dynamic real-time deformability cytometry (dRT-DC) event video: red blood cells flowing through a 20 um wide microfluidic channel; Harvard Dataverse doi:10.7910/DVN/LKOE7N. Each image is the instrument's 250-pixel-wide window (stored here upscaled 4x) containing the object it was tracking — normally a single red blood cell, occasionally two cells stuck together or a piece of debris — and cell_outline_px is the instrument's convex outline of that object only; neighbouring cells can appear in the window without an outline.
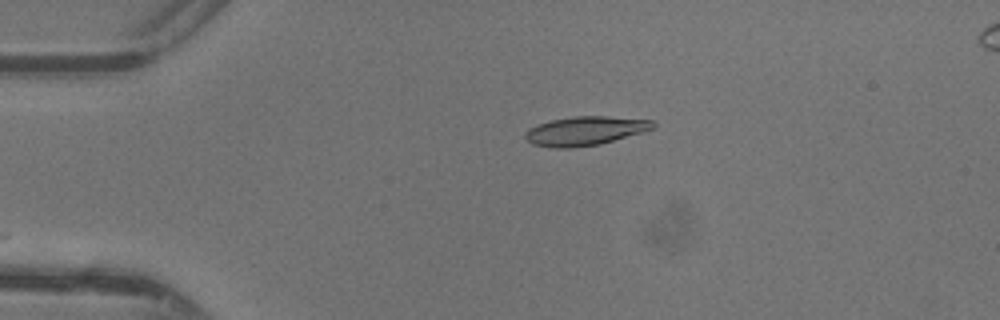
{"species": "common noctule bat (a hibernating species)", "species_latin": "Nyctalus noctula", "temperature_condition": "warm", "stored_images_in_passage": 17, "camera_frame_rate_fps": 3000, "um_per_image_px": 0.085, "animal": {"sex": "female"}, "frame": {"image": 1, "passage_image": 1, "time_ms": 0.0, "image_size_px": [1000, 320], "cell_outline_px": [[656, 128], [600, 144], [572, 148], [556, 148], [532, 144], [524, 136], [524, 132], [528, 128], [536, 124], [552, 120], [572, 116], [604, 116], [652, 120], [656, 124]], "centroid_in_image_um": [49.72, 11.12], "position_along_channel_um": 35.3, "area_um2": 21.62}}
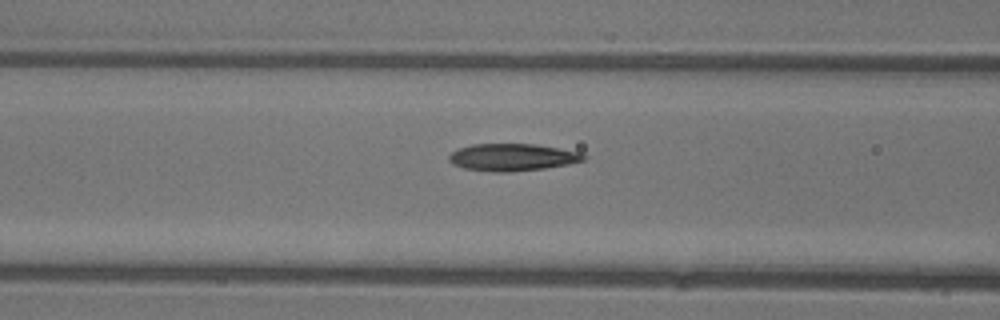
{"frame": {"image": 2, "passage_image": 10, "time_ms": 3.0, "image_size_px": [1000, 320], "cell_outline_px": [[588, 156], [584, 160], [568, 164], [544, 168], [508, 172], [496, 172], [464, 168], [452, 164], [448, 160], [448, 156], [452, 152], [460, 148], [472, 144], [536, 144], [580, 152]], "centroid_in_image_um": [43.55, 13.36], "position_along_channel_um": 123.0, "area_um2": 21.27}}
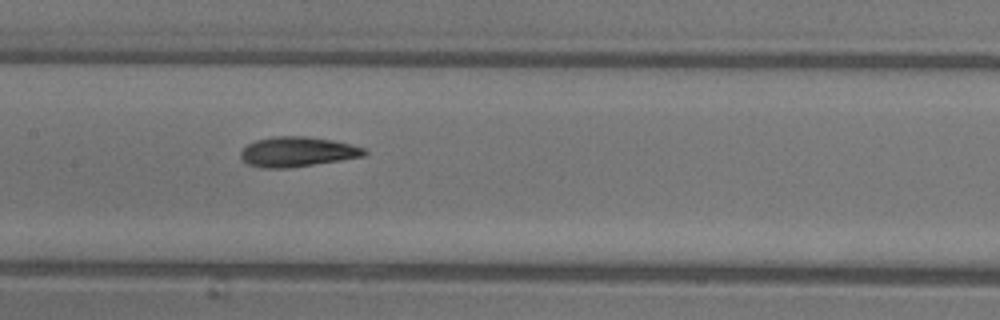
{"frame": {"image": 3, "passage_image": 14, "time_ms": 4.333, "image_size_px": [1000, 320], "cell_outline_px": [[368, 152], [364, 156], [340, 160], [288, 168], [264, 168], [248, 164], [240, 156], [240, 152], [248, 144], [256, 140], [272, 136], [304, 136], [332, 140], [364, 148]], "centroid_in_image_um": [25.25, 12.9], "position_along_channel_um": 182.1, "area_um2": 21.33}}